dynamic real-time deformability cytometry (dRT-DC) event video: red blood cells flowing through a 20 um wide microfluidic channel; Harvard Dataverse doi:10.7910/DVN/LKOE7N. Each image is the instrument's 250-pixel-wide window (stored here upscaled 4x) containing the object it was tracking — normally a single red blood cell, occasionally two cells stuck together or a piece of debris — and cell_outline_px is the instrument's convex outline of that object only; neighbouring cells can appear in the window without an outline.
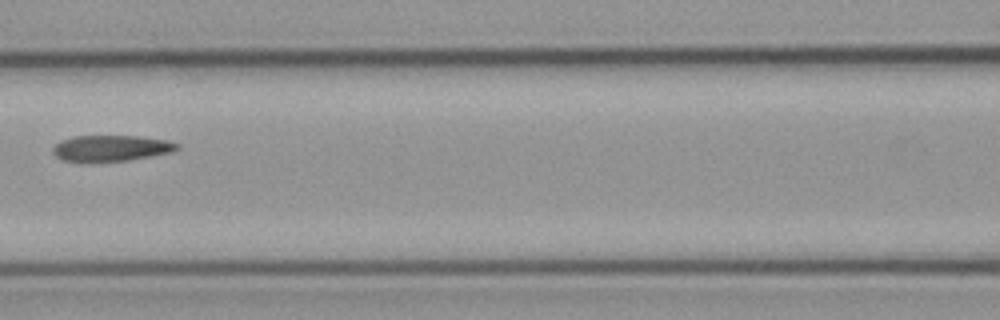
{"species": "common noctule bat (a hibernating species)", "species_latin": "Nyctalus noctula", "temperature_condition": "cold", "stored_images_in_passage": 9, "camera_frame_rate_fps": 3000, "um_per_image_px": 0.085, "animal": {"sex": "male", "body_mass_g": 23.1, "forearm_length_mm": 52.7}, "frame": {"image": 1, "passage_image": 8, "time_ms": 9.333, "image_size_px": [1000, 320], "cell_outline_px": [[180, 148], [172, 152], [128, 160], [64, 160], [56, 156], [52, 152], [52, 148], [60, 140], [72, 136], [140, 136], [168, 140], [180, 144]], "centroid_in_image_um": [9.49, 12.56], "position_along_channel_um": 157.1, "area_um2": 18.5}}
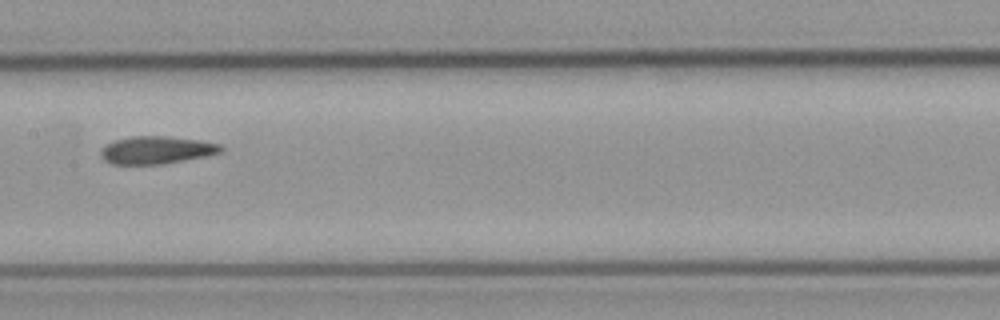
{"frame": {"image": 2, "passage_image": 9, "time_ms": 10.333, "image_size_px": [1000, 320], "cell_outline_px": [[224, 148], [220, 152], [204, 156], [184, 160], [160, 164], [112, 164], [104, 160], [100, 156], [100, 152], [112, 140], [132, 136], [168, 136], [200, 140], [220, 144]], "centroid_in_image_um": [13.28, 12.74], "position_along_channel_um": 194.1, "area_um2": 19.25}}